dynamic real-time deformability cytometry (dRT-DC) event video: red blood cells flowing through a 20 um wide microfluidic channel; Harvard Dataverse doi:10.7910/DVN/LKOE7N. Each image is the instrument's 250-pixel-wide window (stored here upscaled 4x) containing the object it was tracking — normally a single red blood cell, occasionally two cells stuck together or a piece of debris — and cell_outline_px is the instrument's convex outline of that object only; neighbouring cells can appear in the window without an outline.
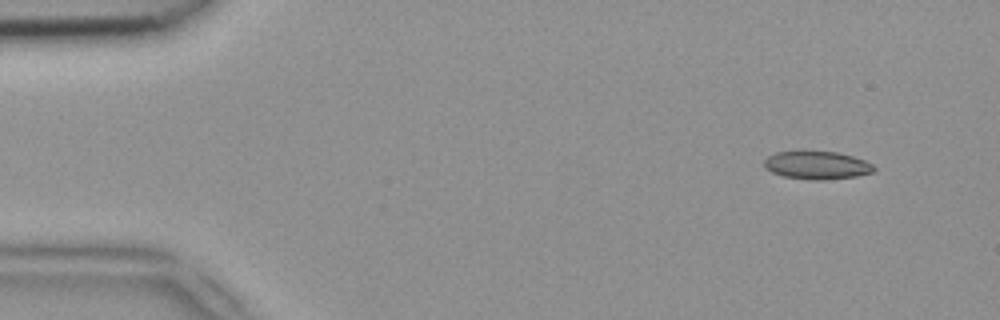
{"species": "common noctule bat (a hibernating species)", "species_latin": "Nyctalus noctula", "temperature_condition": "room temperature", "stored_images_in_passage": 7, "camera_frame_rate_fps": 3000, "um_per_image_px": 0.085, "animal": {"sex": "female", "body_mass_g": 18.4}, "frame": {"image": 1, "passage_image": 4, "time_ms": 1.0, "image_size_px": [1000, 320], "cell_outline_px": [[876, 168], [872, 172], [856, 176], [824, 180], [812, 180], [784, 176], [772, 172], [764, 168], [764, 160], [768, 156], [776, 152], [796, 148], [804, 148], [836, 152], [852, 156], [864, 160], [872, 164]], "centroid_in_image_um": [69.37, 13.99], "position_along_channel_um": 15.6, "area_um2": 18.67}}